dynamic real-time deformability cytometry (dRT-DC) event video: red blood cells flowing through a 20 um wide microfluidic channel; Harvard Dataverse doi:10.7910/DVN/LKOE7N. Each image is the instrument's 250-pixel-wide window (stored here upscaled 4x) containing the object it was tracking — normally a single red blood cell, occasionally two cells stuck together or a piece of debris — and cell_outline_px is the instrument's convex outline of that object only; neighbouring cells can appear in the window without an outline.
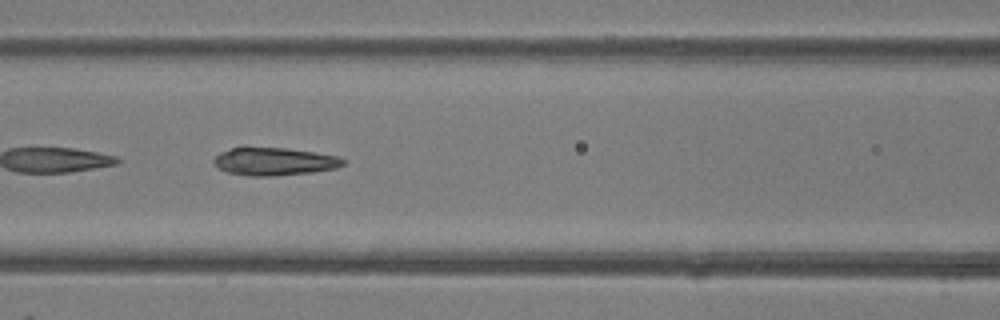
{"species": "common noctule bat (a hibernating species)", "species_latin": "Nyctalus noctula", "temperature_condition": "room temperature", "stored_images_in_passage": 27, "camera_frame_rate_fps": 3000, "um_per_image_px": 0.085, "animal": {"sex": "female"}, "frame": {"image": 1, "passage_image": 16, "time_ms": 5.0, "image_size_px": [1000, 320], "cell_outline_px": [[348, 160], [344, 164], [336, 168], [312, 172], [272, 176], [248, 176], [228, 172], [212, 164], [212, 160], [220, 152], [240, 144], [244, 144], [284, 148], [340, 156]], "centroid_in_image_um": [23.25, 13.68], "position_along_channel_um": 143.3, "area_um2": 21.73}}